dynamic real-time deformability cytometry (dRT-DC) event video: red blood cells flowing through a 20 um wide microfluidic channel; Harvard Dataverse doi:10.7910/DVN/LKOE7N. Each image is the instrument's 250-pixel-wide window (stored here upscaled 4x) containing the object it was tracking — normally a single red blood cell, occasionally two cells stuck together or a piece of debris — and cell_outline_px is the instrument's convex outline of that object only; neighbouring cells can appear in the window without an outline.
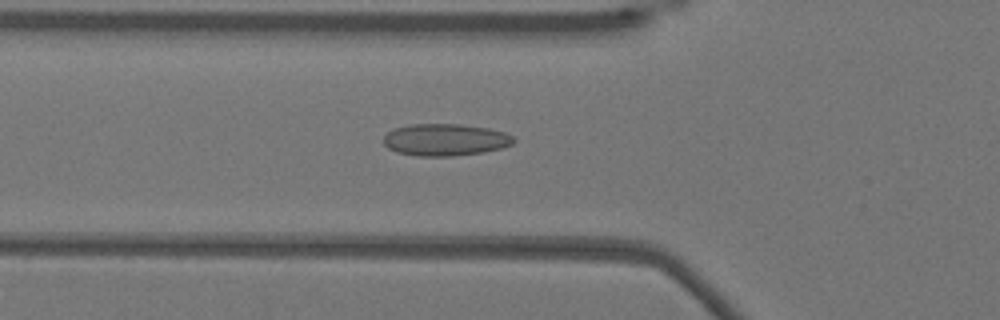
{"species": "Egyptian fruit bat (a non-hibernating species)", "species_latin": "Rousettus aegyptiacus", "temperature_condition": "warm", "stored_images_in_passage": 38, "camera_frame_rate_fps": 3000, "um_per_image_px": 0.085, "animal": {"sex": "female"}, "frame": {"image": 1, "passage_image": 10, "time_ms": 3.0, "image_size_px": [1000, 320], "cell_outline_px": [[516, 140], [512, 144], [504, 148], [484, 152], [452, 156], [416, 156], [396, 152], [388, 148], [380, 140], [392, 128], [408, 124], [460, 124], [488, 128], [504, 132], [512, 136]], "centroid_in_image_um": [37.81, 11.88], "position_along_channel_um": 88.0, "area_um2": 24.62}}
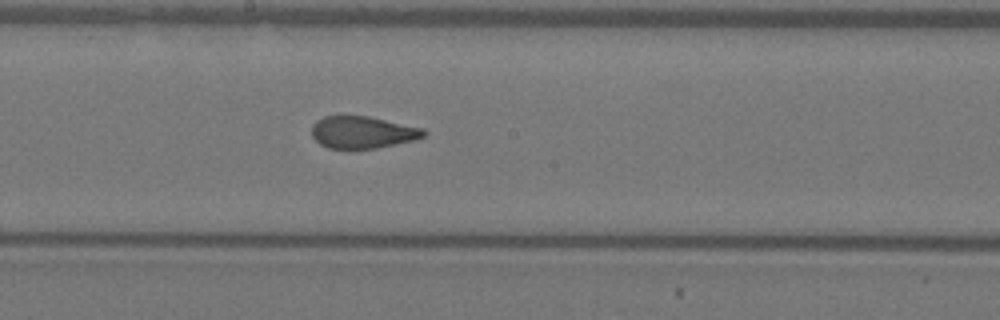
{"frame": {"image": 2, "passage_image": 20, "time_ms": 6.333, "image_size_px": [1000, 320], "cell_outline_px": [[428, 132], [424, 136], [416, 140], [376, 148], [328, 148], [320, 144], [312, 136], [312, 124], [316, 120], [324, 116], [368, 116], [424, 128]], "centroid_in_image_um": [30.84, 11.24], "position_along_channel_um": 217.4, "area_um2": 20.98}}
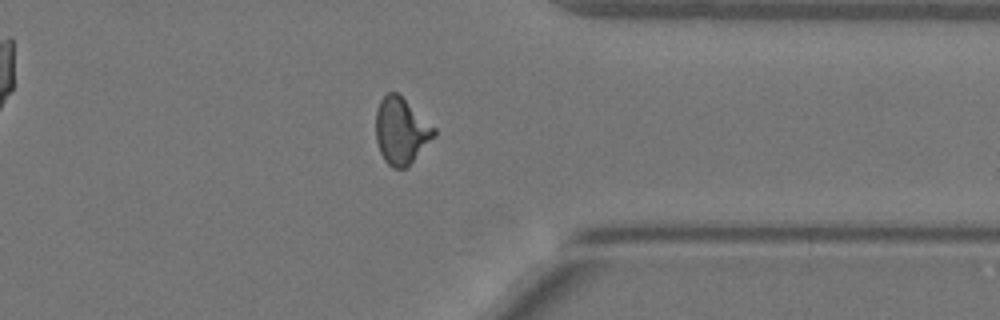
{"frame": {"image": 3, "passage_image": 33, "time_ms": 10.667, "image_size_px": [1000, 320], "cell_outline_px": [[436, 136], [404, 168], [392, 168], [384, 160], [380, 152], [376, 140], [376, 112], [380, 100], [388, 92], [396, 92], [436, 128]], "centroid_in_image_um": [34.09, 11.12], "position_along_channel_um": 377.3, "area_um2": 22.2}, "authors_computed_cell_mechanics": {"area_um2": 22.1663, "velocity_mm_per_s": 3.861, "shape_relaxation_time_tau1_ms": null, "shape_relaxation_time_tau2_ms": 1.1428, "deformation_change_tau1": null, "deformation_change_tau2": 0.0889}}